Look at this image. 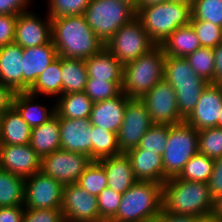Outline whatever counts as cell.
Returning <instances> with one entry per match:
<instances>
[{
  "label": "cell",
  "instance_id": "277c9868",
  "mask_svg": "<svg viewBox=\"0 0 222 222\" xmlns=\"http://www.w3.org/2000/svg\"><path fill=\"white\" fill-rule=\"evenodd\" d=\"M136 17L151 40L156 45H162L175 29L190 24L191 4L168 0L140 8Z\"/></svg>",
  "mask_w": 222,
  "mask_h": 222
},
{
  "label": "cell",
  "instance_id": "b9f144b4",
  "mask_svg": "<svg viewBox=\"0 0 222 222\" xmlns=\"http://www.w3.org/2000/svg\"><path fill=\"white\" fill-rule=\"evenodd\" d=\"M91 0H49L48 15L60 18L72 15H84Z\"/></svg>",
  "mask_w": 222,
  "mask_h": 222
},
{
  "label": "cell",
  "instance_id": "cb8c5ba5",
  "mask_svg": "<svg viewBox=\"0 0 222 222\" xmlns=\"http://www.w3.org/2000/svg\"><path fill=\"white\" fill-rule=\"evenodd\" d=\"M87 80L123 82V65L104 46L98 53L84 60Z\"/></svg>",
  "mask_w": 222,
  "mask_h": 222
},
{
  "label": "cell",
  "instance_id": "6f0895ef",
  "mask_svg": "<svg viewBox=\"0 0 222 222\" xmlns=\"http://www.w3.org/2000/svg\"><path fill=\"white\" fill-rule=\"evenodd\" d=\"M195 1L196 0H185V3H190L192 5Z\"/></svg>",
  "mask_w": 222,
  "mask_h": 222
},
{
  "label": "cell",
  "instance_id": "484cf974",
  "mask_svg": "<svg viewBox=\"0 0 222 222\" xmlns=\"http://www.w3.org/2000/svg\"><path fill=\"white\" fill-rule=\"evenodd\" d=\"M29 145L41 159L61 149L59 117L56 114L44 124L32 128Z\"/></svg>",
  "mask_w": 222,
  "mask_h": 222
},
{
  "label": "cell",
  "instance_id": "d4e9b609",
  "mask_svg": "<svg viewBox=\"0 0 222 222\" xmlns=\"http://www.w3.org/2000/svg\"><path fill=\"white\" fill-rule=\"evenodd\" d=\"M31 130L18 111L11 106L0 116V145L29 144Z\"/></svg>",
  "mask_w": 222,
  "mask_h": 222
},
{
  "label": "cell",
  "instance_id": "d6a6232c",
  "mask_svg": "<svg viewBox=\"0 0 222 222\" xmlns=\"http://www.w3.org/2000/svg\"><path fill=\"white\" fill-rule=\"evenodd\" d=\"M92 161L121 154L117 134L92 125Z\"/></svg>",
  "mask_w": 222,
  "mask_h": 222
},
{
  "label": "cell",
  "instance_id": "91938a15",
  "mask_svg": "<svg viewBox=\"0 0 222 222\" xmlns=\"http://www.w3.org/2000/svg\"><path fill=\"white\" fill-rule=\"evenodd\" d=\"M218 84L222 87V80Z\"/></svg>",
  "mask_w": 222,
  "mask_h": 222
},
{
  "label": "cell",
  "instance_id": "8d00e7d4",
  "mask_svg": "<svg viewBox=\"0 0 222 222\" xmlns=\"http://www.w3.org/2000/svg\"><path fill=\"white\" fill-rule=\"evenodd\" d=\"M191 20L208 21L222 27V0H196Z\"/></svg>",
  "mask_w": 222,
  "mask_h": 222
},
{
  "label": "cell",
  "instance_id": "603a6c76",
  "mask_svg": "<svg viewBox=\"0 0 222 222\" xmlns=\"http://www.w3.org/2000/svg\"><path fill=\"white\" fill-rule=\"evenodd\" d=\"M104 167L108 187L123 194L138 180L135 178L129 158L125 153L98 160Z\"/></svg>",
  "mask_w": 222,
  "mask_h": 222
},
{
  "label": "cell",
  "instance_id": "d6986e66",
  "mask_svg": "<svg viewBox=\"0 0 222 222\" xmlns=\"http://www.w3.org/2000/svg\"><path fill=\"white\" fill-rule=\"evenodd\" d=\"M57 57L52 40L45 45L23 48V92L34 85L37 78Z\"/></svg>",
  "mask_w": 222,
  "mask_h": 222
},
{
  "label": "cell",
  "instance_id": "f5cc1de1",
  "mask_svg": "<svg viewBox=\"0 0 222 222\" xmlns=\"http://www.w3.org/2000/svg\"><path fill=\"white\" fill-rule=\"evenodd\" d=\"M210 222H222V195L213 200V210L210 216Z\"/></svg>",
  "mask_w": 222,
  "mask_h": 222
},
{
  "label": "cell",
  "instance_id": "44dd1931",
  "mask_svg": "<svg viewBox=\"0 0 222 222\" xmlns=\"http://www.w3.org/2000/svg\"><path fill=\"white\" fill-rule=\"evenodd\" d=\"M0 82L23 92V48L15 42L0 47Z\"/></svg>",
  "mask_w": 222,
  "mask_h": 222
},
{
  "label": "cell",
  "instance_id": "7bdbcfd3",
  "mask_svg": "<svg viewBox=\"0 0 222 222\" xmlns=\"http://www.w3.org/2000/svg\"><path fill=\"white\" fill-rule=\"evenodd\" d=\"M122 194L106 187L97 196L100 218L104 221H110L116 214L121 202Z\"/></svg>",
  "mask_w": 222,
  "mask_h": 222
},
{
  "label": "cell",
  "instance_id": "816d5d0a",
  "mask_svg": "<svg viewBox=\"0 0 222 222\" xmlns=\"http://www.w3.org/2000/svg\"><path fill=\"white\" fill-rule=\"evenodd\" d=\"M214 54V70H215V84L222 80V43L213 48Z\"/></svg>",
  "mask_w": 222,
  "mask_h": 222
},
{
  "label": "cell",
  "instance_id": "30bf717a",
  "mask_svg": "<svg viewBox=\"0 0 222 222\" xmlns=\"http://www.w3.org/2000/svg\"><path fill=\"white\" fill-rule=\"evenodd\" d=\"M91 162L86 154L59 149L42 158L41 172L63 186L70 185L78 182Z\"/></svg>",
  "mask_w": 222,
  "mask_h": 222
},
{
  "label": "cell",
  "instance_id": "4316f807",
  "mask_svg": "<svg viewBox=\"0 0 222 222\" xmlns=\"http://www.w3.org/2000/svg\"><path fill=\"white\" fill-rule=\"evenodd\" d=\"M35 95L24 92H14L12 106L22 116V119L32 128L47 122L55 114V105L50 110L45 105L35 104Z\"/></svg>",
  "mask_w": 222,
  "mask_h": 222
},
{
  "label": "cell",
  "instance_id": "5b68a950",
  "mask_svg": "<svg viewBox=\"0 0 222 222\" xmlns=\"http://www.w3.org/2000/svg\"><path fill=\"white\" fill-rule=\"evenodd\" d=\"M164 60L162 46L156 45L134 61L124 64L122 92L128 98L141 99L163 79Z\"/></svg>",
  "mask_w": 222,
  "mask_h": 222
},
{
  "label": "cell",
  "instance_id": "2e32d148",
  "mask_svg": "<svg viewBox=\"0 0 222 222\" xmlns=\"http://www.w3.org/2000/svg\"><path fill=\"white\" fill-rule=\"evenodd\" d=\"M40 156L29 144L0 145V169L24 179L41 171Z\"/></svg>",
  "mask_w": 222,
  "mask_h": 222
},
{
  "label": "cell",
  "instance_id": "83f0119b",
  "mask_svg": "<svg viewBox=\"0 0 222 222\" xmlns=\"http://www.w3.org/2000/svg\"><path fill=\"white\" fill-rule=\"evenodd\" d=\"M161 46L165 56L182 58L201 48L197 34L191 24L175 29Z\"/></svg>",
  "mask_w": 222,
  "mask_h": 222
},
{
  "label": "cell",
  "instance_id": "ba28073f",
  "mask_svg": "<svg viewBox=\"0 0 222 222\" xmlns=\"http://www.w3.org/2000/svg\"><path fill=\"white\" fill-rule=\"evenodd\" d=\"M198 130L187 124L169 126L168 142L162 155L164 183L178 177L185 164L198 152Z\"/></svg>",
  "mask_w": 222,
  "mask_h": 222
},
{
  "label": "cell",
  "instance_id": "7c38bea8",
  "mask_svg": "<svg viewBox=\"0 0 222 222\" xmlns=\"http://www.w3.org/2000/svg\"><path fill=\"white\" fill-rule=\"evenodd\" d=\"M141 100L145 103L153 124L176 125L184 122L180 115L174 89L163 78Z\"/></svg>",
  "mask_w": 222,
  "mask_h": 222
},
{
  "label": "cell",
  "instance_id": "8fae6325",
  "mask_svg": "<svg viewBox=\"0 0 222 222\" xmlns=\"http://www.w3.org/2000/svg\"><path fill=\"white\" fill-rule=\"evenodd\" d=\"M152 125L145 103L139 98H129L122 125L117 133L120 152L125 153L138 147L142 137Z\"/></svg>",
  "mask_w": 222,
  "mask_h": 222
},
{
  "label": "cell",
  "instance_id": "680465c9",
  "mask_svg": "<svg viewBox=\"0 0 222 222\" xmlns=\"http://www.w3.org/2000/svg\"><path fill=\"white\" fill-rule=\"evenodd\" d=\"M169 1H175V2H183V3H185V0H169Z\"/></svg>",
  "mask_w": 222,
  "mask_h": 222
},
{
  "label": "cell",
  "instance_id": "e0dca14e",
  "mask_svg": "<svg viewBox=\"0 0 222 222\" xmlns=\"http://www.w3.org/2000/svg\"><path fill=\"white\" fill-rule=\"evenodd\" d=\"M52 40L51 17L46 22L33 12L20 13L16 20L14 42L22 48L48 44Z\"/></svg>",
  "mask_w": 222,
  "mask_h": 222
},
{
  "label": "cell",
  "instance_id": "5bb4252c",
  "mask_svg": "<svg viewBox=\"0 0 222 222\" xmlns=\"http://www.w3.org/2000/svg\"><path fill=\"white\" fill-rule=\"evenodd\" d=\"M61 210L65 222H104L100 218L97 196L77 183L63 186Z\"/></svg>",
  "mask_w": 222,
  "mask_h": 222
},
{
  "label": "cell",
  "instance_id": "6da1fadb",
  "mask_svg": "<svg viewBox=\"0 0 222 222\" xmlns=\"http://www.w3.org/2000/svg\"><path fill=\"white\" fill-rule=\"evenodd\" d=\"M52 42L58 56L90 58L105 45L88 25L84 15L51 18Z\"/></svg>",
  "mask_w": 222,
  "mask_h": 222
},
{
  "label": "cell",
  "instance_id": "4dcf8cb0",
  "mask_svg": "<svg viewBox=\"0 0 222 222\" xmlns=\"http://www.w3.org/2000/svg\"><path fill=\"white\" fill-rule=\"evenodd\" d=\"M61 76V56H58L47 69L42 72L28 92L36 97L40 95H58L60 97L62 95Z\"/></svg>",
  "mask_w": 222,
  "mask_h": 222
},
{
  "label": "cell",
  "instance_id": "e575fe53",
  "mask_svg": "<svg viewBox=\"0 0 222 222\" xmlns=\"http://www.w3.org/2000/svg\"><path fill=\"white\" fill-rule=\"evenodd\" d=\"M185 59L194 72L208 83L215 84L214 54L212 48L201 47Z\"/></svg>",
  "mask_w": 222,
  "mask_h": 222
},
{
  "label": "cell",
  "instance_id": "d590c367",
  "mask_svg": "<svg viewBox=\"0 0 222 222\" xmlns=\"http://www.w3.org/2000/svg\"><path fill=\"white\" fill-rule=\"evenodd\" d=\"M77 184L89 194L98 196L100 192L108 187L104 167L98 161H92L80 176Z\"/></svg>",
  "mask_w": 222,
  "mask_h": 222
},
{
  "label": "cell",
  "instance_id": "ffe728a7",
  "mask_svg": "<svg viewBox=\"0 0 222 222\" xmlns=\"http://www.w3.org/2000/svg\"><path fill=\"white\" fill-rule=\"evenodd\" d=\"M128 99L129 98L121 92L114 98L93 103L90 114L91 125L104 128L107 131L117 134L123 122Z\"/></svg>",
  "mask_w": 222,
  "mask_h": 222
},
{
  "label": "cell",
  "instance_id": "1f68e13d",
  "mask_svg": "<svg viewBox=\"0 0 222 222\" xmlns=\"http://www.w3.org/2000/svg\"><path fill=\"white\" fill-rule=\"evenodd\" d=\"M25 179L0 169V207L24 205Z\"/></svg>",
  "mask_w": 222,
  "mask_h": 222
},
{
  "label": "cell",
  "instance_id": "11a10c76",
  "mask_svg": "<svg viewBox=\"0 0 222 222\" xmlns=\"http://www.w3.org/2000/svg\"><path fill=\"white\" fill-rule=\"evenodd\" d=\"M165 1H168V0H140L139 9L142 7H147V6L158 4V3H163Z\"/></svg>",
  "mask_w": 222,
  "mask_h": 222
},
{
  "label": "cell",
  "instance_id": "7dc6e473",
  "mask_svg": "<svg viewBox=\"0 0 222 222\" xmlns=\"http://www.w3.org/2000/svg\"><path fill=\"white\" fill-rule=\"evenodd\" d=\"M29 4V0H0V15H19Z\"/></svg>",
  "mask_w": 222,
  "mask_h": 222
},
{
  "label": "cell",
  "instance_id": "4fadbf2b",
  "mask_svg": "<svg viewBox=\"0 0 222 222\" xmlns=\"http://www.w3.org/2000/svg\"><path fill=\"white\" fill-rule=\"evenodd\" d=\"M63 185L39 171L25 179L24 207L32 209H61Z\"/></svg>",
  "mask_w": 222,
  "mask_h": 222
},
{
  "label": "cell",
  "instance_id": "db71d44e",
  "mask_svg": "<svg viewBox=\"0 0 222 222\" xmlns=\"http://www.w3.org/2000/svg\"><path fill=\"white\" fill-rule=\"evenodd\" d=\"M119 1H121V2L125 3L126 5H128L135 12H137L139 10L140 0H119Z\"/></svg>",
  "mask_w": 222,
  "mask_h": 222
},
{
  "label": "cell",
  "instance_id": "f6af8a7d",
  "mask_svg": "<svg viewBox=\"0 0 222 222\" xmlns=\"http://www.w3.org/2000/svg\"><path fill=\"white\" fill-rule=\"evenodd\" d=\"M18 15H0V47L14 42Z\"/></svg>",
  "mask_w": 222,
  "mask_h": 222
},
{
  "label": "cell",
  "instance_id": "52a82bcc",
  "mask_svg": "<svg viewBox=\"0 0 222 222\" xmlns=\"http://www.w3.org/2000/svg\"><path fill=\"white\" fill-rule=\"evenodd\" d=\"M84 16L105 45L124 24L136 17V12L119 0H91Z\"/></svg>",
  "mask_w": 222,
  "mask_h": 222
},
{
  "label": "cell",
  "instance_id": "f907efd6",
  "mask_svg": "<svg viewBox=\"0 0 222 222\" xmlns=\"http://www.w3.org/2000/svg\"><path fill=\"white\" fill-rule=\"evenodd\" d=\"M14 92L0 82V116L12 106Z\"/></svg>",
  "mask_w": 222,
  "mask_h": 222
},
{
  "label": "cell",
  "instance_id": "74e56055",
  "mask_svg": "<svg viewBox=\"0 0 222 222\" xmlns=\"http://www.w3.org/2000/svg\"><path fill=\"white\" fill-rule=\"evenodd\" d=\"M198 152L209 158L222 157V128L212 127L198 131Z\"/></svg>",
  "mask_w": 222,
  "mask_h": 222
},
{
  "label": "cell",
  "instance_id": "9a60e30c",
  "mask_svg": "<svg viewBox=\"0 0 222 222\" xmlns=\"http://www.w3.org/2000/svg\"><path fill=\"white\" fill-rule=\"evenodd\" d=\"M222 87L209 83L198 99V102L184 120L198 131L216 127L219 115L222 113Z\"/></svg>",
  "mask_w": 222,
  "mask_h": 222
},
{
  "label": "cell",
  "instance_id": "f546056e",
  "mask_svg": "<svg viewBox=\"0 0 222 222\" xmlns=\"http://www.w3.org/2000/svg\"><path fill=\"white\" fill-rule=\"evenodd\" d=\"M62 94L84 92L88 79L84 60L61 56Z\"/></svg>",
  "mask_w": 222,
  "mask_h": 222
},
{
  "label": "cell",
  "instance_id": "8992f818",
  "mask_svg": "<svg viewBox=\"0 0 222 222\" xmlns=\"http://www.w3.org/2000/svg\"><path fill=\"white\" fill-rule=\"evenodd\" d=\"M163 78L174 89L180 115L186 119L209 84L182 57L165 56Z\"/></svg>",
  "mask_w": 222,
  "mask_h": 222
},
{
  "label": "cell",
  "instance_id": "836d02e7",
  "mask_svg": "<svg viewBox=\"0 0 222 222\" xmlns=\"http://www.w3.org/2000/svg\"><path fill=\"white\" fill-rule=\"evenodd\" d=\"M214 167V159L197 152L184 166L178 178L185 181L208 183Z\"/></svg>",
  "mask_w": 222,
  "mask_h": 222
},
{
  "label": "cell",
  "instance_id": "bcb514c9",
  "mask_svg": "<svg viewBox=\"0 0 222 222\" xmlns=\"http://www.w3.org/2000/svg\"><path fill=\"white\" fill-rule=\"evenodd\" d=\"M208 187L213 199L222 195V157L214 159V167L208 181Z\"/></svg>",
  "mask_w": 222,
  "mask_h": 222
},
{
  "label": "cell",
  "instance_id": "9f6ffc18",
  "mask_svg": "<svg viewBox=\"0 0 222 222\" xmlns=\"http://www.w3.org/2000/svg\"><path fill=\"white\" fill-rule=\"evenodd\" d=\"M217 127L222 128V113L219 115Z\"/></svg>",
  "mask_w": 222,
  "mask_h": 222
},
{
  "label": "cell",
  "instance_id": "ee69618b",
  "mask_svg": "<svg viewBox=\"0 0 222 222\" xmlns=\"http://www.w3.org/2000/svg\"><path fill=\"white\" fill-rule=\"evenodd\" d=\"M22 222H65L61 209L46 208L32 209L25 208Z\"/></svg>",
  "mask_w": 222,
  "mask_h": 222
},
{
  "label": "cell",
  "instance_id": "681fc988",
  "mask_svg": "<svg viewBox=\"0 0 222 222\" xmlns=\"http://www.w3.org/2000/svg\"><path fill=\"white\" fill-rule=\"evenodd\" d=\"M158 222H207L198 216L175 214L172 212L160 211V215L157 217Z\"/></svg>",
  "mask_w": 222,
  "mask_h": 222
},
{
  "label": "cell",
  "instance_id": "9c48e42d",
  "mask_svg": "<svg viewBox=\"0 0 222 222\" xmlns=\"http://www.w3.org/2000/svg\"><path fill=\"white\" fill-rule=\"evenodd\" d=\"M154 46L156 44L151 40L137 17L124 24L105 43V47L122 65L134 61Z\"/></svg>",
  "mask_w": 222,
  "mask_h": 222
},
{
  "label": "cell",
  "instance_id": "ac0fdd59",
  "mask_svg": "<svg viewBox=\"0 0 222 222\" xmlns=\"http://www.w3.org/2000/svg\"><path fill=\"white\" fill-rule=\"evenodd\" d=\"M61 149L86 154L92 160L90 118H59Z\"/></svg>",
  "mask_w": 222,
  "mask_h": 222
},
{
  "label": "cell",
  "instance_id": "7402d4cb",
  "mask_svg": "<svg viewBox=\"0 0 222 222\" xmlns=\"http://www.w3.org/2000/svg\"><path fill=\"white\" fill-rule=\"evenodd\" d=\"M125 154L130 160L137 180L164 183V166L161 155L139 147L126 151Z\"/></svg>",
  "mask_w": 222,
  "mask_h": 222
},
{
  "label": "cell",
  "instance_id": "7a4b0ae2",
  "mask_svg": "<svg viewBox=\"0 0 222 222\" xmlns=\"http://www.w3.org/2000/svg\"><path fill=\"white\" fill-rule=\"evenodd\" d=\"M213 200L208 183L185 181L178 177L167 179L163 183L164 211L198 216L210 222Z\"/></svg>",
  "mask_w": 222,
  "mask_h": 222
},
{
  "label": "cell",
  "instance_id": "c3c4849f",
  "mask_svg": "<svg viewBox=\"0 0 222 222\" xmlns=\"http://www.w3.org/2000/svg\"><path fill=\"white\" fill-rule=\"evenodd\" d=\"M24 213V205L0 207V222H22Z\"/></svg>",
  "mask_w": 222,
  "mask_h": 222
},
{
  "label": "cell",
  "instance_id": "60d3db41",
  "mask_svg": "<svg viewBox=\"0 0 222 222\" xmlns=\"http://www.w3.org/2000/svg\"><path fill=\"white\" fill-rule=\"evenodd\" d=\"M201 47L215 48L222 43V27L208 21L190 20Z\"/></svg>",
  "mask_w": 222,
  "mask_h": 222
},
{
  "label": "cell",
  "instance_id": "f1b7e54d",
  "mask_svg": "<svg viewBox=\"0 0 222 222\" xmlns=\"http://www.w3.org/2000/svg\"><path fill=\"white\" fill-rule=\"evenodd\" d=\"M56 100L55 111L59 118H90L93 102L85 92L62 94Z\"/></svg>",
  "mask_w": 222,
  "mask_h": 222
},
{
  "label": "cell",
  "instance_id": "f35d334b",
  "mask_svg": "<svg viewBox=\"0 0 222 222\" xmlns=\"http://www.w3.org/2000/svg\"><path fill=\"white\" fill-rule=\"evenodd\" d=\"M169 126L153 124L142 137L138 147L162 156L168 142Z\"/></svg>",
  "mask_w": 222,
  "mask_h": 222
},
{
  "label": "cell",
  "instance_id": "ab89813d",
  "mask_svg": "<svg viewBox=\"0 0 222 222\" xmlns=\"http://www.w3.org/2000/svg\"><path fill=\"white\" fill-rule=\"evenodd\" d=\"M123 82L87 80L85 93L93 103L114 98L122 92Z\"/></svg>",
  "mask_w": 222,
  "mask_h": 222
},
{
  "label": "cell",
  "instance_id": "3957f363",
  "mask_svg": "<svg viewBox=\"0 0 222 222\" xmlns=\"http://www.w3.org/2000/svg\"><path fill=\"white\" fill-rule=\"evenodd\" d=\"M163 184L138 180L121 198L111 222H153L162 210Z\"/></svg>",
  "mask_w": 222,
  "mask_h": 222
}]
</instances>
